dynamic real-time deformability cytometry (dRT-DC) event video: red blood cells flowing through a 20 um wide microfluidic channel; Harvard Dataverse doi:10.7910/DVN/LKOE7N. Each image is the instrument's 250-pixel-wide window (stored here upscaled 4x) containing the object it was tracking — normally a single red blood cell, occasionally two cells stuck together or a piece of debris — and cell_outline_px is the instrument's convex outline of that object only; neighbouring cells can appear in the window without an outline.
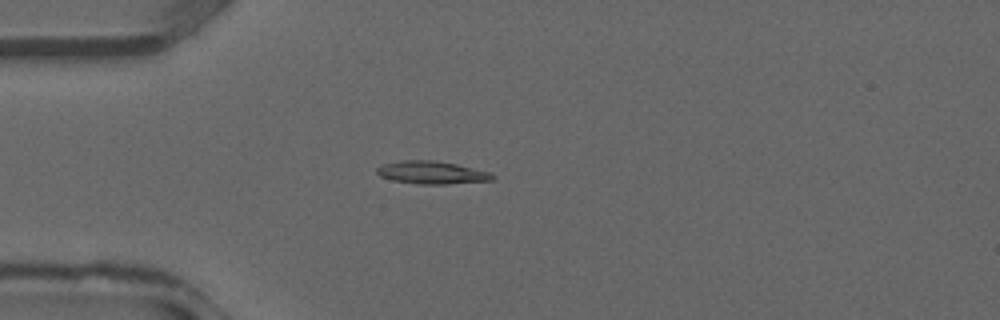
{"species": "common noctule bat (a hibernating species)", "species_latin": "Nyctalus noctula", "temperature_condition": "warm", "stored_images_in_passage": 26, "camera_frame_rate_fps": 3000, "um_per_image_px": 0.085, "animal": {"sex": "male", "forearm_length_mm": 52.5}, "frame": {"image": 1, "passage_image": 4, "time_ms": 1.0, "image_size_px": [1000, 320], "cell_outline_px": [[496, 176], [492, 180], [444, 184], [416, 184], [392, 180], [380, 176], [376, 172], [376, 168], [384, 164], [400, 160], [432, 160], [456, 164], [492, 172]], "centroid_in_image_um": [36.7, 14.66], "position_along_channel_um": 48.3, "area_um2": 15.37}}
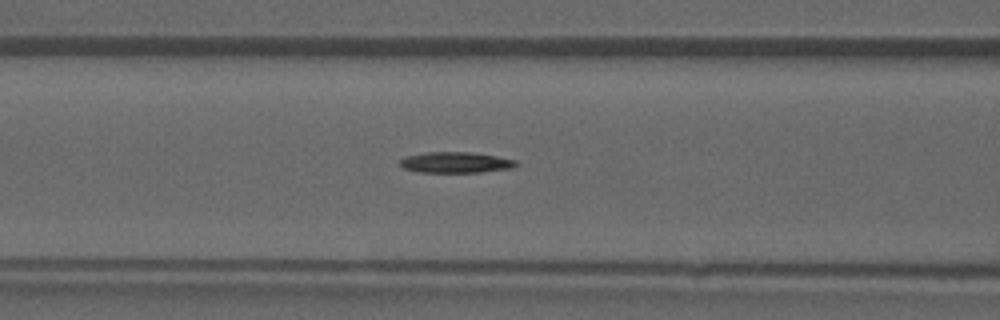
{"frame": {"image": 2, "passage_image": 9, "time_ms": 2.667, "image_size_px": [1000, 320], "cell_outline_px": [[516, 164], [512, 168], [480, 172], [420, 172], [404, 168], [400, 164], [400, 160], [404, 156], [424, 152], [472, 152], [496, 156], [516, 160]], "centroid_in_image_um": [38.7, 13.8], "position_along_channel_um": 127.9, "area_um2": 14.05}}
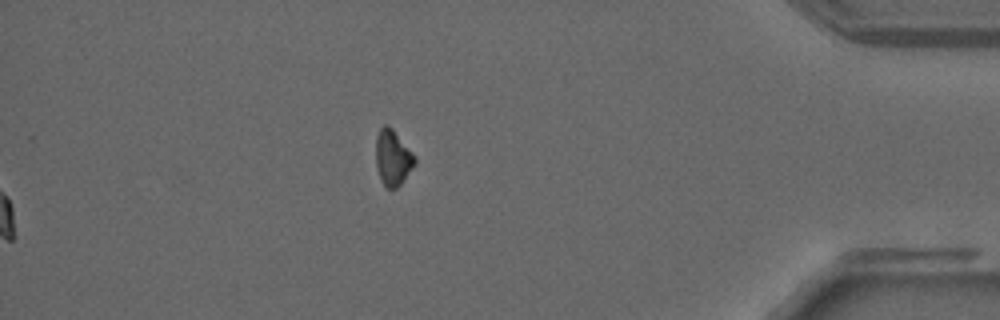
{"frame": {"image": 3, "passage_image": 26, "time_ms": 8.333, "image_size_px": [1000, 320], "cell_outline_px": [[416, 164], [400, 184], [396, 188], [388, 188], [380, 180], [376, 164], [376, 136], [380, 128], [384, 124], [388, 124], [392, 128], [416, 156]], "centroid_in_image_um": [33.39, 13.38], "position_along_channel_um": 401.8, "area_um2": 12.66}}